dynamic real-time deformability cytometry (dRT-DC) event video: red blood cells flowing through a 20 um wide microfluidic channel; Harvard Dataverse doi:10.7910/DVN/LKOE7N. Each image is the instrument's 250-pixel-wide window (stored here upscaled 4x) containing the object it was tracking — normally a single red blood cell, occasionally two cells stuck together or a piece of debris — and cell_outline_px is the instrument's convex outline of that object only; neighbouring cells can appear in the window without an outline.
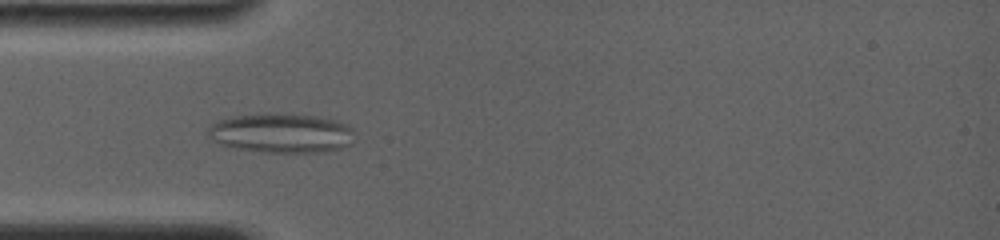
{"species": "common noctule bat (a hibernating species)", "species_latin": "Nyctalus noctula", "temperature_condition": "room temperature", "stored_images_in_passage": 28, "camera_frame_rate_fps": 4000, "um_per_image_px": 0.085, "animal": {"sex": "female", "body_mass_g": 19.0, "forearm_length_mm": 56.7}, "frame": {"image": 1, "passage_image": 8, "time_ms": 4.5, "image_size_px": [1000, 240], "cell_outline_px": [[352, 144], [340, 148], [324, 152], [268, 152], [236, 148], [220, 144], [212, 140], [204, 132], [216, 120], [236, 116], [312, 116], [336, 120], [348, 124], [352, 128]], "centroid_in_image_um": [23.91, 11.36], "position_along_channel_um": 61.1, "area_um2": 32.77}}
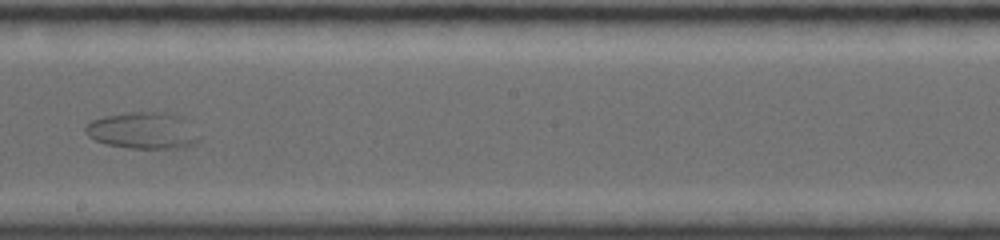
{"frame": {"image": 2, "passage_image": 16, "time_ms": 9.5, "image_size_px": [1000, 240], "cell_outline_px": [[200, 140], [192, 144], [176, 148], [128, 148], [104, 144], [88, 136], [84, 132], [84, 128], [92, 120], [104, 116], [132, 112], [168, 112], [184, 116], [200, 136]], "centroid_in_image_um": [12.17, 11.09], "position_along_channel_um": 236.0, "area_um2": 24.45}}
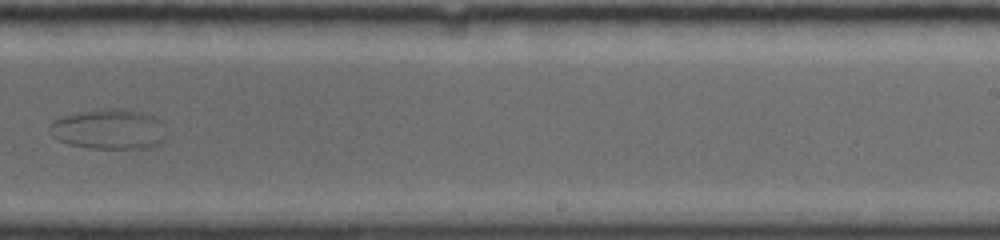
{"frame": {"image": 3, "passage_image": 18, "time_ms": 10.75, "image_size_px": [1000, 240], "cell_outline_px": [[164, 140], [160, 144], [144, 148], [92, 148], [68, 144], [56, 140], [52, 136], [48, 128], [48, 124], [64, 116], [80, 112], [140, 112], [152, 116], [160, 120]], "centroid_in_image_um": [9.19, 11.05], "position_along_channel_um": 279.8, "area_um2": 25.95}}